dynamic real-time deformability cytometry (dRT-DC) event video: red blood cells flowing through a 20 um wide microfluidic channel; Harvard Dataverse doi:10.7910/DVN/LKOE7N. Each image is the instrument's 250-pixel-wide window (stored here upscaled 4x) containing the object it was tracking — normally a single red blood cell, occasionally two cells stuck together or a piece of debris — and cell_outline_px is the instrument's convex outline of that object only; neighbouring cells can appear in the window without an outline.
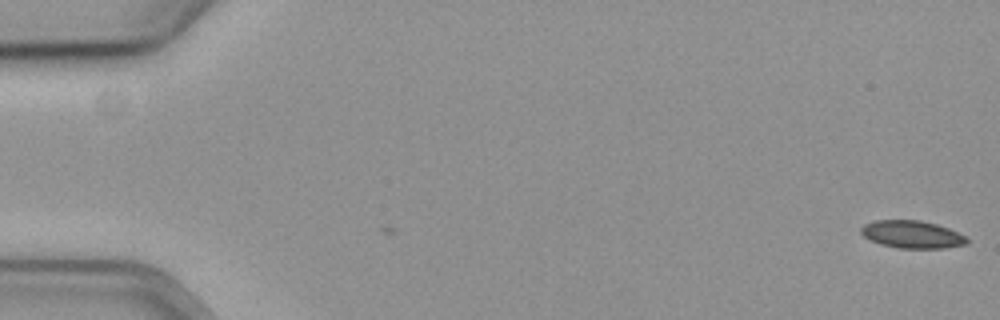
{"species": "common noctule bat (a hibernating species)", "species_latin": "Nyctalus noctula", "temperature_condition": "cold", "stored_images_in_passage": 3, "camera_frame_rate_fps": 3000, "um_per_image_px": 0.085, "animal": {"sex": "female", "body_mass_g": 19.3, "forearm_length_mm": 54.1}, "frame": {"image": 1, "passage_image": 3, "time_ms": 0.667, "image_size_px": [1000, 320], "cell_outline_px": [[968, 244], [944, 248], [896, 248], [880, 244], [864, 236], [860, 232], [860, 228], [864, 224], [876, 220], [920, 220], [936, 224], [948, 228], [964, 236], [968, 240]], "centroid_in_image_um": [77.51, 19.93], "position_along_channel_um": 7.5, "area_um2": 16.94}}